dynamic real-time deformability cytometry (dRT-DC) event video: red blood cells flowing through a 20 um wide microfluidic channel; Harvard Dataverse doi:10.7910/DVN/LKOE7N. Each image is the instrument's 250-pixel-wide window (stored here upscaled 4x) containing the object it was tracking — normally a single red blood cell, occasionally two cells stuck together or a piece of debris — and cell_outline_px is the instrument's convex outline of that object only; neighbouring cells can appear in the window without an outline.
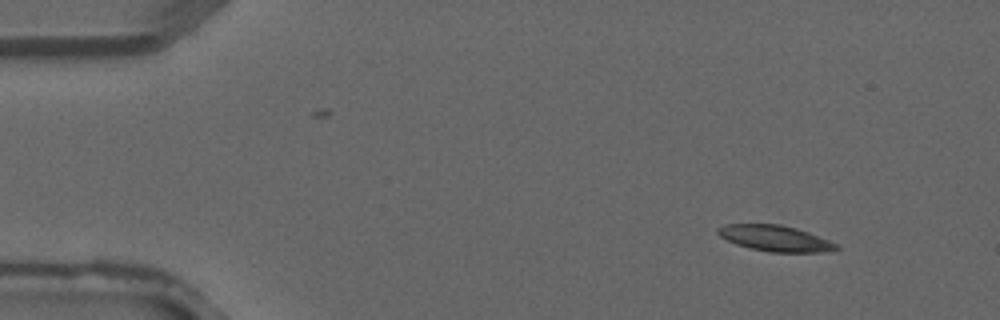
{"species": "common noctule bat (a hibernating species)", "species_latin": "Nyctalus noctula", "temperature_condition": "warm", "stored_images_in_passage": 3, "camera_frame_rate_fps": 3000, "um_per_image_px": 0.085, "animal": {"sex": "male", "forearm_length_mm": 52.5}, "frame": {"image": 1, "passage_image": 1, "time_ms": 0.0, "image_size_px": [1000, 320], "cell_outline_px": [[840, 248], [824, 252], [768, 252], [736, 244], [720, 236], [716, 232], [716, 228], [724, 224], [780, 224], [796, 228], [808, 232], [840, 244]], "centroid_in_image_um": [65.9, 20.25], "position_along_channel_um": 19.1, "area_um2": 17.92}}
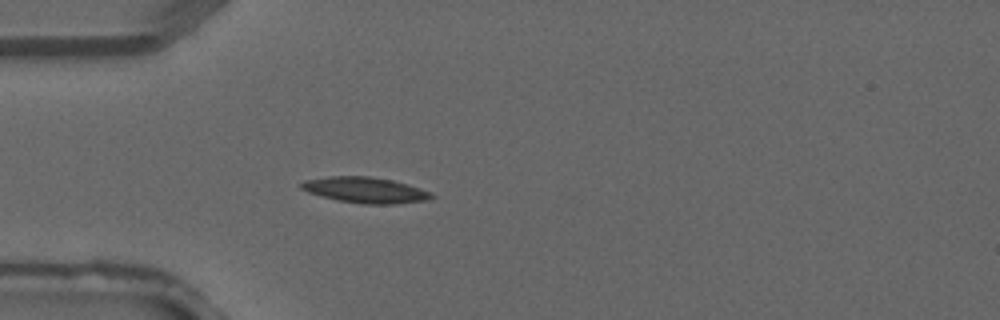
{"frame": {"image": 2, "passage_image": 3, "time_ms": 0.667, "image_size_px": [1000, 320], "cell_outline_px": [[436, 196], [428, 200], [392, 204], [364, 204], [340, 200], [308, 192], [300, 188], [300, 184], [304, 180], [328, 176], [368, 176], [392, 180], [408, 184], [432, 192]], "centroid_in_image_um": [31.08, 16.14], "position_along_channel_um": 53.9, "area_um2": 19.48}}